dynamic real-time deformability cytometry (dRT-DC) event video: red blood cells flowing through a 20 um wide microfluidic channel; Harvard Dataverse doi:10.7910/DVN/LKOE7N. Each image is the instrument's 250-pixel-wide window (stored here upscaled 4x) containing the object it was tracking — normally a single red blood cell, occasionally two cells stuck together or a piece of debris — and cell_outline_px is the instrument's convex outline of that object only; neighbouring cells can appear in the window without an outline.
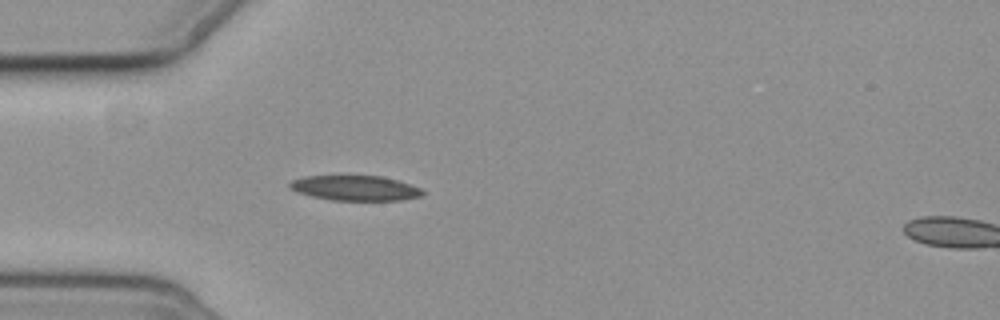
{"species": "common noctule bat (a hibernating species)", "species_latin": "Nyctalus noctula", "temperature_condition": "cold", "stored_images_in_passage": 5, "segment_of_instrument_passage": [1, 2], "camera_frame_rate_fps": 3000, "um_per_image_px": 0.085, "animal": {"sex": "female", "body_mass_g": 19.3, "forearm_length_mm": 54.1}, "frame": {"image": 1, "passage_image": 4, "time_ms": 3.333, "image_size_px": [1000, 320], "cell_outline_px": [[424, 192], [420, 196], [400, 200], [332, 200], [312, 196], [300, 192], [292, 188], [288, 184], [292, 180], [304, 176], [380, 176], [396, 180], [420, 188]], "centroid_in_image_um": [30.18, 15.98], "position_along_channel_um": 54.8, "area_um2": 18.96}}